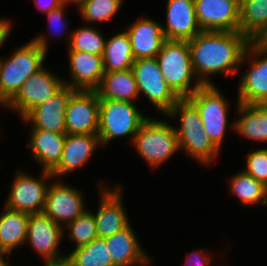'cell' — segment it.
I'll return each instance as SVG.
<instances>
[{
    "instance_id": "e0dca14e",
    "label": "cell",
    "mask_w": 267,
    "mask_h": 266,
    "mask_svg": "<svg viewBox=\"0 0 267 266\" xmlns=\"http://www.w3.org/2000/svg\"><path fill=\"white\" fill-rule=\"evenodd\" d=\"M98 148H102L98 134H66L60 161L50 171L54 179L82 169Z\"/></svg>"
},
{
    "instance_id": "7402d4cb",
    "label": "cell",
    "mask_w": 267,
    "mask_h": 266,
    "mask_svg": "<svg viewBox=\"0 0 267 266\" xmlns=\"http://www.w3.org/2000/svg\"><path fill=\"white\" fill-rule=\"evenodd\" d=\"M0 214V266L10 265L6 259L26 244L29 215L4 206Z\"/></svg>"
},
{
    "instance_id": "5bb4252c",
    "label": "cell",
    "mask_w": 267,
    "mask_h": 266,
    "mask_svg": "<svg viewBox=\"0 0 267 266\" xmlns=\"http://www.w3.org/2000/svg\"><path fill=\"white\" fill-rule=\"evenodd\" d=\"M66 134H98L99 97L96 91L75 90L66 105Z\"/></svg>"
},
{
    "instance_id": "3957f363",
    "label": "cell",
    "mask_w": 267,
    "mask_h": 266,
    "mask_svg": "<svg viewBox=\"0 0 267 266\" xmlns=\"http://www.w3.org/2000/svg\"><path fill=\"white\" fill-rule=\"evenodd\" d=\"M13 52L9 57L0 56V101L6 104L34 73L46 65L47 53L32 40Z\"/></svg>"
},
{
    "instance_id": "277c9868",
    "label": "cell",
    "mask_w": 267,
    "mask_h": 266,
    "mask_svg": "<svg viewBox=\"0 0 267 266\" xmlns=\"http://www.w3.org/2000/svg\"><path fill=\"white\" fill-rule=\"evenodd\" d=\"M156 60L168 86L179 98H187L203 86L193 70L188 41L166 40Z\"/></svg>"
},
{
    "instance_id": "d590c367",
    "label": "cell",
    "mask_w": 267,
    "mask_h": 266,
    "mask_svg": "<svg viewBox=\"0 0 267 266\" xmlns=\"http://www.w3.org/2000/svg\"><path fill=\"white\" fill-rule=\"evenodd\" d=\"M246 155V165L240 170L267 187V147L256 148Z\"/></svg>"
},
{
    "instance_id": "f1b7e54d",
    "label": "cell",
    "mask_w": 267,
    "mask_h": 266,
    "mask_svg": "<svg viewBox=\"0 0 267 266\" xmlns=\"http://www.w3.org/2000/svg\"><path fill=\"white\" fill-rule=\"evenodd\" d=\"M229 193L240 201L244 209L249 206H267V187L242 170L235 173L228 181ZM256 205V206H255Z\"/></svg>"
},
{
    "instance_id": "30bf717a",
    "label": "cell",
    "mask_w": 267,
    "mask_h": 266,
    "mask_svg": "<svg viewBox=\"0 0 267 266\" xmlns=\"http://www.w3.org/2000/svg\"><path fill=\"white\" fill-rule=\"evenodd\" d=\"M99 206L93 212L96 230L99 238H106L128 227L131 222L126 212L125 199L119 183L108 186V183L98 180ZM106 183V184H105Z\"/></svg>"
},
{
    "instance_id": "ac0fdd59",
    "label": "cell",
    "mask_w": 267,
    "mask_h": 266,
    "mask_svg": "<svg viewBox=\"0 0 267 266\" xmlns=\"http://www.w3.org/2000/svg\"><path fill=\"white\" fill-rule=\"evenodd\" d=\"M70 78L64 84L73 90L95 91L105 73L101 55L82 51H67Z\"/></svg>"
},
{
    "instance_id": "44dd1931",
    "label": "cell",
    "mask_w": 267,
    "mask_h": 266,
    "mask_svg": "<svg viewBox=\"0 0 267 266\" xmlns=\"http://www.w3.org/2000/svg\"><path fill=\"white\" fill-rule=\"evenodd\" d=\"M127 32L135 60L155 58L166 41L162 23L150 17H140L129 24Z\"/></svg>"
},
{
    "instance_id": "9a60e30c",
    "label": "cell",
    "mask_w": 267,
    "mask_h": 266,
    "mask_svg": "<svg viewBox=\"0 0 267 266\" xmlns=\"http://www.w3.org/2000/svg\"><path fill=\"white\" fill-rule=\"evenodd\" d=\"M202 31L240 32V0H194Z\"/></svg>"
},
{
    "instance_id": "5b68a950",
    "label": "cell",
    "mask_w": 267,
    "mask_h": 266,
    "mask_svg": "<svg viewBox=\"0 0 267 266\" xmlns=\"http://www.w3.org/2000/svg\"><path fill=\"white\" fill-rule=\"evenodd\" d=\"M187 99L197 108L203 123V130L222 150L227 131L235 132V121L229 122L230 100L215 84L203 85Z\"/></svg>"
},
{
    "instance_id": "4fadbf2b",
    "label": "cell",
    "mask_w": 267,
    "mask_h": 266,
    "mask_svg": "<svg viewBox=\"0 0 267 266\" xmlns=\"http://www.w3.org/2000/svg\"><path fill=\"white\" fill-rule=\"evenodd\" d=\"M64 238L63 228L43 212L29 215L26 245L44 262L66 257L59 249Z\"/></svg>"
},
{
    "instance_id": "f546056e",
    "label": "cell",
    "mask_w": 267,
    "mask_h": 266,
    "mask_svg": "<svg viewBox=\"0 0 267 266\" xmlns=\"http://www.w3.org/2000/svg\"><path fill=\"white\" fill-rule=\"evenodd\" d=\"M66 258L72 266H115L107 249L105 238H95L88 244L73 248Z\"/></svg>"
},
{
    "instance_id": "e575fe53",
    "label": "cell",
    "mask_w": 267,
    "mask_h": 266,
    "mask_svg": "<svg viewBox=\"0 0 267 266\" xmlns=\"http://www.w3.org/2000/svg\"><path fill=\"white\" fill-rule=\"evenodd\" d=\"M66 5L62 4L60 7L53 9L52 11L48 12L45 16H47V23L49 24V34H47L46 32L43 33H38L36 36H34V38H32L31 40L34 41L35 43H37L47 54L49 51V37H53L58 38V37H64L66 32L69 34H66V38L65 40V44H67L66 46H68L69 42H70V38L72 35L71 31H65L67 30V24L70 22H67L68 20H66ZM66 9V10H65ZM65 33V34H64ZM50 35V36H47ZM68 37V38H67Z\"/></svg>"
},
{
    "instance_id": "4316f807",
    "label": "cell",
    "mask_w": 267,
    "mask_h": 266,
    "mask_svg": "<svg viewBox=\"0 0 267 266\" xmlns=\"http://www.w3.org/2000/svg\"><path fill=\"white\" fill-rule=\"evenodd\" d=\"M179 151L185 153L196 163L206 166L212 165L220 155V149L212 142L205 131L176 132Z\"/></svg>"
},
{
    "instance_id": "d6986e66",
    "label": "cell",
    "mask_w": 267,
    "mask_h": 266,
    "mask_svg": "<svg viewBox=\"0 0 267 266\" xmlns=\"http://www.w3.org/2000/svg\"><path fill=\"white\" fill-rule=\"evenodd\" d=\"M166 20L162 29L166 40L189 41L202 32L194 0H167Z\"/></svg>"
},
{
    "instance_id": "4dcf8cb0",
    "label": "cell",
    "mask_w": 267,
    "mask_h": 266,
    "mask_svg": "<svg viewBox=\"0 0 267 266\" xmlns=\"http://www.w3.org/2000/svg\"><path fill=\"white\" fill-rule=\"evenodd\" d=\"M101 29L92 25H82L72 31L67 51H82L103 56L106 37Z\"/></svg>"
},
{
    "instance_id": "1f68e13d",
    "label": "cell",
    "mask_w": 267,
    "mask_h": 266,
    "mask_svg": "<svg viewBox=\"0 0 267 266\" xmlns=\"http://www.w3.org/2000/svg\"><path fill=\"white\" fill-rule=\"evenodd\" d=\"M124 0H87L79 9L81 21L86 25L103 23L115 19Z\"/></svg>"
},
{
    "instance_id": "b9f144b4",
    "label": "cell",
    "mask_w": 267,
    "mask_h": 266,
    "mask_svg": "<svg viewBox=\"0 0 267 266\" xmlns=\"http://www.w3.org/2000/svg\"><path fill=\"white\" fill-rule=\"evenodd\" d=\"M3 106V107H2ZM6 108V103H4V102H2V101H0V108Z\"/></svg>"
},
{
    "instance_id": "8d00e7d4",
    "label": "cell",
    "mask_w": 267,
    "mask_h": 266,
    "mask_svg": "<svg viewBox=\"0 0 267 266\" xmlns=\"http://www.w3.org/2000/svg\"><path fill=\"white\" fill-rule=\"evenodd\" d=\"M207 251V252H206ZM214 256L212 253H208V250H203V248H198L192 250L186 254V259L184 260V266H211L213 264Z\"/></svg>"
},
{
    "instance_id": "8992f818",
    "label": "cell",
    "mask_w": 267,
    "mask_h": 266,
    "mask_svg": "<svg viewBox=\"0 0 267 266\" xmlns=\"http://www.w3.org/2000/svg\"><path fill=\"white\" fill-rule=\"evenodd\" d=\"M136 103L99 98L98 136L101 146L105 147L114 139L130 137L137 134L141 125L148 118Z\"/></svg>"
},
{
    "instance_id": "60d3db41",
    "label": "cell",
    "mask_w": 267,
    "mask_h": 266,
    "mask_svg": "<svg viewBox=\"0 0 267 266\" xmlns=\"http://www.w3.org/2000/svg\"><path fill=\"white\" fill-rule=\"evenodd\" d=\"M87 0H61L62 4L68 6V5H74L76 6L77 10L86 2Z\"/></svg>"
},
{
    "instance_id": "603a6c76",
    "label": "cell",
    "mask_w": 267,
    "mask_h": 266,
    "mask_svg": "<svg viewBox=\"0 0 267 266\" xmlns=\"http://www.w3.org/2000/svg\"><path fill=\"white\" fill-rule=\"evenodd\" d=\"M29 141L33 161L42 170L51 171L60 161L66 134L53 133L43 129H30Z\"/></svg>"
},
{
    "instance_id": "ffe728a7",
    "label": "cell",
    "mask_w": 267,
    "mask_h": 266,
    "mask_svg": "<svg viewBox=\"0 0 267 266\" xmlns=\"http://www.w3.org/2000/svg\"><path fill=\"white\" fill-rule=\"evenodd\" d=\"M105 238L115 266H152L153 259L141 245L133 226Z\"/></svg>"
},
{
    "instance_id": "8fae6325",
    "label": "cell",
    "mask_w": 267,
    "mask_h": 266,
    "mask_svg": "<svg viewBox=\"0 0 267 266\" xmlns=\"http://www.w3.org/2000/svg\"><path fill=\"white\" fill-rule=\"evenodd\" d=\"M45 65L33 74L17 94L6 104V109L17 112L21 120L35 107L44 104L63 85V77L49 71Z\"/></svg>"
},
{
    "instance_id": "74e56055",
    "label": "cell",
    "mask_w": 267,
    "mask_h": 266,
    "mask_svg": "<svg viewBox=\"0 0 267 266\" xmlns=\"http://www.w3.org/2000/svg\"><path fill=\"white\" fill-rule=\"evenodd\" d=\"M13 23V20L7 17H0V48L8 41V37H10L9 35L12 33V28H14L12 25Z\"/></svg>"
},
{
    "instance_id": "d4e9b609",
    "label": "cell",
    "mask_w": 267,
    "mask_h": 266,
    "mask_svg": "<svg viewBox=\"0 0 267 266\" xmlns=\"http://www.w3.org/2000/svg\"><path fill=\"white\" fill-rule=\"evenodd\" d=\"M99 98L135 103L140 99L137 82L131 69L104 73L95 90Z\"/></svg>"
},
{
    "instance_id": "7a4b0ae2",
    "label": "cell",
    "mask_w": 267,
    "mask_h": 266,
    "mask_svg": "<svg viewBox=\"0 0 267 266\" xmlns=\"http://www.w3.org/2000/svg\"><path fill=\"white\" fill-rule=\"evenodd\" d=\"M162 119L148 117L131 143L152 171L180 152L174 125L168 122V117Z\"/></svg>"
},
{
    "instance_id": "ab89813d",
    "label": "cell",
    "mask_w": 267,
    "mask_h": 266,
    "mask_svg": "<svg viewBox=\"0 0 267 266\" xmlns=\"http://www.w3.org/2000/svg\"><path fill=\"white\" fill-rule=\"evenodd\" d=\"M43 266H72V263L65 257L60 260L45 261Z\"/></svg>"
},
{
    "instance_id": "6da1fadb",
    "label": "cell",
    "mask_w": 267,
    "mask_h": 266,
    "mask_svg": "<svg viewBox=\"0 0 267 266\" xmlns=\"http://www.w3.org/2000/svg\"><path fill=\"white\" fill-rule=\"evenodd\" d=\"M249 43L241 32L225 31H202L189 40L192 66L199 81L214 85L211 78L217 74H237Z\"/></svg>"
},
{
    "instance_id": "52a82bcc",
    "label": "cell",
    "mask_w": 267,
    "mask_h": 266,
    "mask_svg": "<svg viewBox=\"0 0 267 266\" xmlns=\"http://www.w3.org/2000/svg\"><path fill=\"white\" fill-rule=\"evenodd\" d=\"M249 68L239 76L237 101L241 104H267V41L250 42L240 69Z\"/></svg>"
},
{
    "instance_id": "9c48e42d",
    "label": "cell",
    "mask_w": 267,
    "mask_h": 266,
    "mask_svg": "<svg viewBox=\"0 0 267 266\" xmlns=\"http://www.w3.org/2000/svg\"><path fill=\"white\" fill-rule=\"evenodd\" d=\"M131 70L133 71L135 81L139 91L140 98L146 97V100L154 105L157 113L163 116L180 99L168 86L160 67L155 58H140L133 62Z\"/></svg>"
},
{
    "instance_id": "484cf974",
    "label": "cell",
    "mask_w": 267,
    "mask_h": 266,
    "mask_svg": "<svg viewBox=\"0 0 267 266\" xmlns=\"http://www.w3.org/2000/svg\"><path fill=\"white\" fill-rule=\"evenodd\" d=\"M239 27L250 42L267 41V0H240Z\"/></svg>"
},
{
    "instance_id": "2e32d148",
    "label": "cell",
    "mask_w": 267,
    "mask_h": 266,
    "mask_svg": "<svg viewBox=\"0 0 267 266\" xmlns=\"http://www.w3.org/2000/svg\"><path fill=\"white\" fill-rule=\"evenodd\" d=\"M64 84L44 104L33 108L21 121L31 129H43L53 133L66 134L65 111L70 95L74 92Z\"/></svg>"
},
{
    "instance_id": "ba28073f",
    "label": "cell",
    "mask_w": 267,
    "mask_h": 266,
    "mask_svg": "<svg viewBox=\"0 0 267 266\" xmlns=\"http://www.w3.org/2000/svg\"><path fill=\"white\" fill-rule=\"evenodd\" d=\"M40 176L31 175L25 169H17L10 185L4 206L28 214L42 213L46 193L54 176L48 170H41Z\"/></svg>"
},
{
    "instance_id": "f35d334b",
    "label": "cell",
    "mask_w": 267,
    "mask_h": 266,
    "mask_svg": "<svg viewBox=\"0 0 267 266\" xmlns=\"http://www.w3.org/2000/svg\"><path fill=\"white\" fill-rule=\"evenodd\" d=\"M33 3H35L38 7L37 9L41 13H44V15L62 5L61 0H33Z\"/></svg>"
},
{
    "instance_id": "836d02e7",
    "label": "cell",
    "mask_w": 267,
    "mask_h": 266,
    "mask_svg": "<svg viewBox=\"0 0 267 266\" xmlns=\"http://www.w3.org/2000/svg\"><path fill=\"white\" fill-rule=\"evenodd\" d=\"M164 117L172 121L178 117L180 126L173 124L175 132L204 131L197 108L187 98H180Z\"/></svg>"
},
{
    "instance_id": "7c38bea8",
    "label": "cell",
    "mask_w": 267,
    "mask_h": 266,
    "mask_svg": "<svg viewBox=\"0 0 267 266\" xmlns=\"http://www.w3.org/2000/svg\"><path fill=\"white\" fill-rule=\"evenodd\" d=\"M82 192L62 179H53L46 193L43 213L64 228L88 209Z\"/></svg>"
},
{
    "instance_id": "83f0119b",
    "label": "cell",
    "mask_w": 267,
    "mask_h": 266,
    "mask_svg": "<svg viewBox=\"0 0 267 266\" xmlns=\"http://www.w3.org/2000/svg\"><path fill=\"white\" fill-rule=\"evenodd\" d=\"M103 63L105 73L125 71L135 61L129 36L125 30L106 38Z\"/></svg>"
},
{
    "instance_id": "cb8c5ba5",
    "label": "cell",
    "mask_w": 267,
    "mask_h": 266,
    "mask_svg": "<svg viewBox=\"0 0 267 266\" xmlns=\"http://www.w3.org/2000/svg\"><path fill=\"white\" fill-rule=\"evenodd\" d=\"M235 104V133L247 141L267 143V104Z\"/></svg>"
},
{
    "instance_id": "d6a6232c",
    "label": "cell",
    "mask_w": 267,
    "mask_h": 266,
    "mask_svg": "<svg viewBox=\"0 0 267 266\" xmlns=\"http://www.w3.org/2000/svg\"><path fill=\"white\" fill-rule=\"evenodd\" d=\"M68 233V240L74 248L88 244L98 237L93 211L87 209L63 228V235Z\"/></svg>"
}]
</instances>
